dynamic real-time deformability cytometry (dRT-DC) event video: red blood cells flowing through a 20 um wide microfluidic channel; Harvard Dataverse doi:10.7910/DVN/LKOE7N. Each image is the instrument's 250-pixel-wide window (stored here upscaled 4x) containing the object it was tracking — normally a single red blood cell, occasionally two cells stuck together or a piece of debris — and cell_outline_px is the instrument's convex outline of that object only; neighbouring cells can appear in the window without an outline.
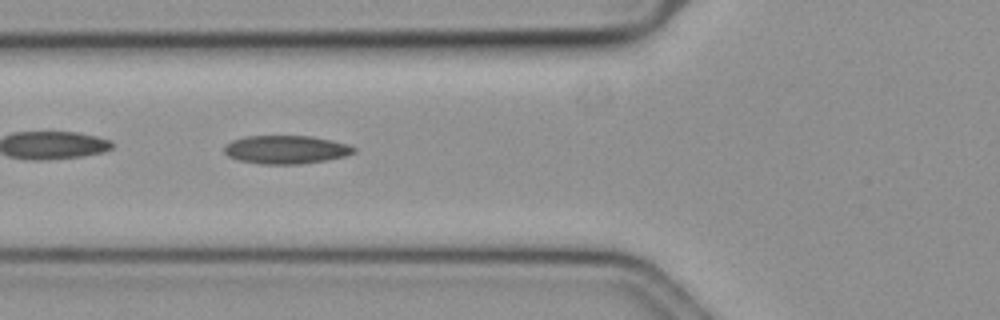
{"species": "common noctule bat (a hibernating species)", "species_latin": "Nyctalus noctula", "temperature_condition": "cold", "stored_images_in_passage": 42, "camera_frame_rate_fps": 3000, "um_per_image_px": 0.085, "animal": {"sex": "female", "body_mass_g": 19.3, "forearm_length_mm": 54.1}, "frame": {"image": 1, "passage_image": 6, "time_ms": 1.667, "image_size_px": [1000, 320], "cell_outline_px": [[356, 152], [344, 156], [324, 160], [300, 164], [260, 164], [240, 160], [228, 156], [224, 152], [224, 144], [232, 140], [244, 136], [312, 136], [332, 140], [348, 144], [356, 148]], "centroid_in_image_um": [24.29, 12.71], "position_along_channel_um": 101.5, "area_um2": 21.44}}
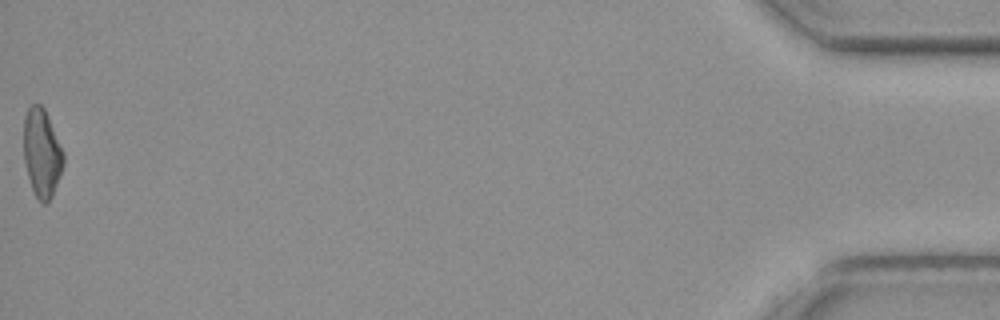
{"frame": {"image": 2, "passage_image": 42, "time_ms": 13.667, "image_size_px": [1000, 320], "cell_outline_px": [[64, 164], [52, 196], [44, 204], [36, 196], [32, 188], [28, 176], [24, 160], [24, 116], [28, 108], [32, 104], [40, 104], [44, 108], [48, 116], [64, 152]], "centroid_in_image_um": [3.56, 12.97], "position_along_channel_um": 431.6, "area_um2": 20.29}}